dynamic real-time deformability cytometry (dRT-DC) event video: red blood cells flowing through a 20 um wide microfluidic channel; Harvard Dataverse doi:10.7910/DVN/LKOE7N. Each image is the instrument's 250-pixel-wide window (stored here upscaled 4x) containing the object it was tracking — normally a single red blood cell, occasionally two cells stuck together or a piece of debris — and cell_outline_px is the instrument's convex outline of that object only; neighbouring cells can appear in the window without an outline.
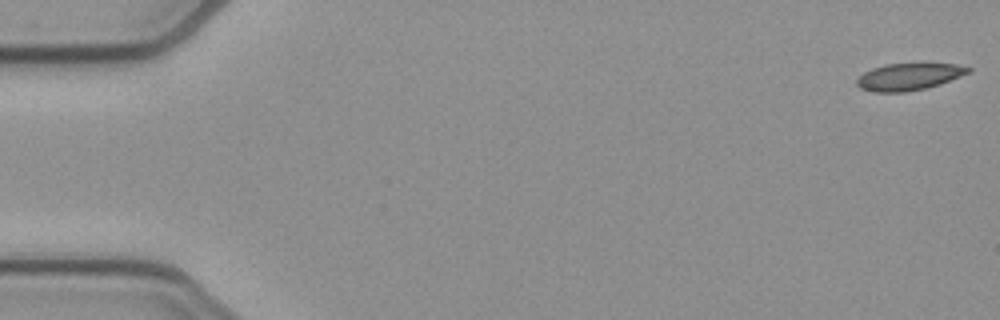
{"species": "common noctule bat (a hibernating species)", "species_latin": "Nyctalus noctula", "temperature_condition": "cold", "stored_images_in_passage": 53, "camera_frame_rate_fps": 3000, "um_per_image_px": 0.085, "animal": {"sex": "female", "body_mass_g": 21.9}, "frame": {"image": 1, "passage_image": 1, "time_ms": 0.0, "image_size_px": [1000, 320], "cell_outline_px": [[972, 72], [940, 84], [924, 88], [904, 92], [872, 92], [860, 88], [856, 84], [856, 80], [864, 72], [872, 68], [884, 64], [924, 60], [956, 64], [972, 68]], "centroid_in_image_um": [77.31, 6.45], "position_along_channel_um": 7.7, "area_um2": 18.5}}
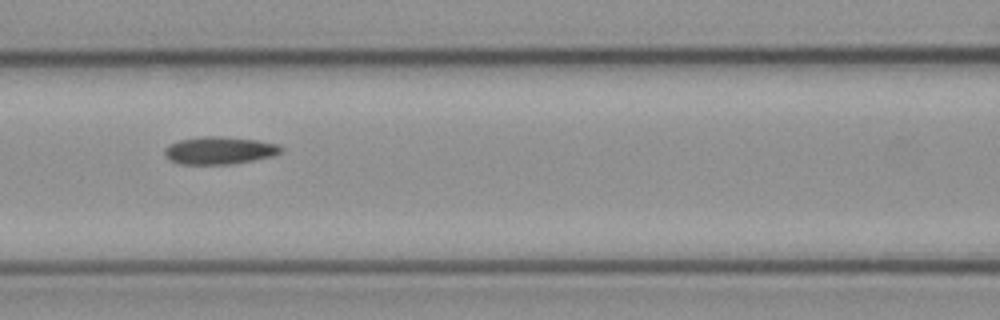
{"frame": {"image": 2, "passage_image": 23, "time_ms": 7.333, "image_size_px": [1000, 320], "cell_outline_px": [[284, 152], [272, 156], [232, 164], [176, 164], [168, 160], [164, 156], [164, 148], [168, 144], [180, 140], [204, 136], [220, 136], [256, 140], [276, 144], [284, 148]], "centroid_in_image_um": [18.61, 12.79], "position_along_channel_um": 148.0, "area_um2": 18.84}}
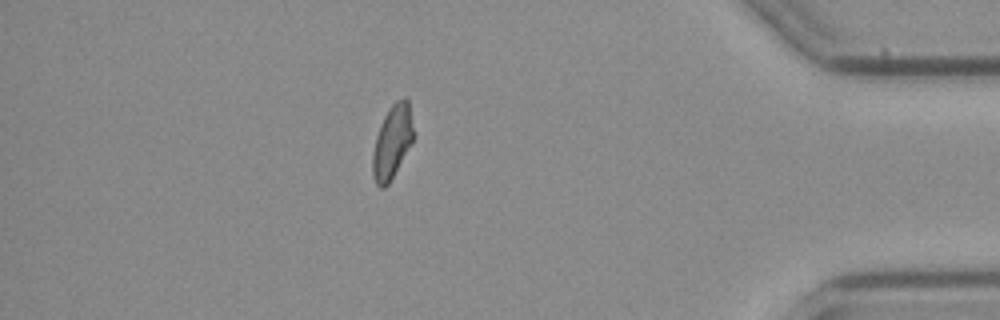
{"frame": {"image": 3, "passage_image": 46, "time_ms": 15.0, "image_size_px": [1000, 320], "cell_outline_px": [[412, 140], [388, 184], [384, 188], [380, 188], [376, 184], [372, 176], [372, 152], [376, 136], [380, 124], [388, 108], [396, 100], [404, 96], [408, 100], [412, 128]], "centroid_in_image_um": [33.28, 12.05], "position_along_channel_um": 401.9, "area_um2": 17.05}, "authors_computed_cell_mechanics": {"area_um2": 18.207, "velocity_mm_per_s": 3.8812, "shape_relaxation_time_tau1_ms": null, "shape_relaxation_time_tau2_ms": 10.9172, "deformation_change_tau1": null, "deformation_change_tau2": 0.1754}}